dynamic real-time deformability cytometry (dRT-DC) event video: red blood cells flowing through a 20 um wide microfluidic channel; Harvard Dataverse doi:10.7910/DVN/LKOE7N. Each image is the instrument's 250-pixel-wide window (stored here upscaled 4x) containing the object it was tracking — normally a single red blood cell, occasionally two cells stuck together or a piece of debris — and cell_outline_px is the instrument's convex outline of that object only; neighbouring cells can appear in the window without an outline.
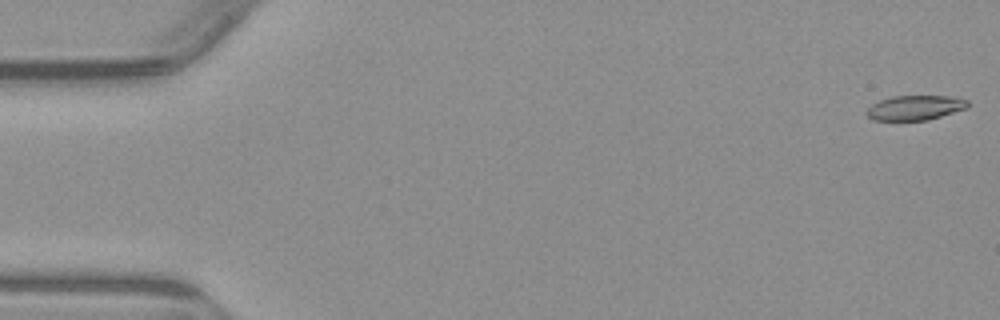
{"species": "common noctule bat (a hibernating species)", "species_latin": "Nyctalus noctula", "temperature_condition": "warm", "stored_images_in_passage": 4, "camera_frame_rate_fps": 3000, "um_per_image_px": 0.085, "animal": {"sex": "male", "body_mass_g": 23.1, "forearm_length_mm": 52.7}, "frame": {"image": 1, "passage_image": 1, "time_ms": 0.0, "image_size_px": [1000, 320], "cell_outline_px": [[968, 108], [928, 120], [872, 120], [864, 112], [872, 104], [880, 100], [892, 96], [956, 96], [968, 100]], "centroid_in_image_um": [77.8, 9.15], "position_along_channel_um": 7.2, "area_um2": 14.68}}
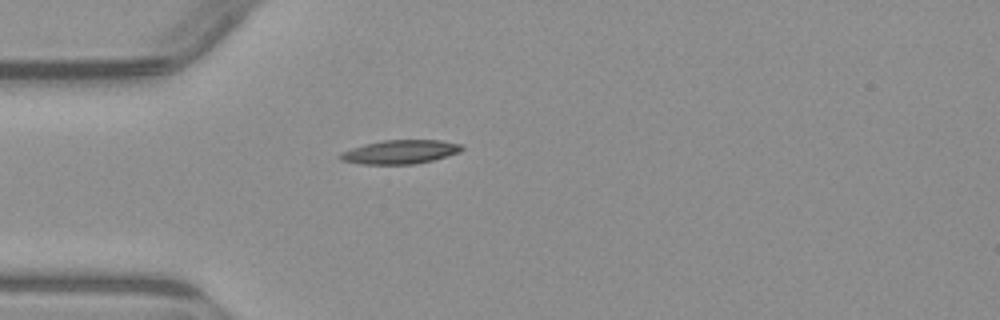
{"frame": {"image": 2, "passage_image": 4, "time_ms": 4.667, "image_size_px": [1000, 320], "cell_outline_px": [[464, 148], [460, 152], [432, 160], [412, 164], [360, 164], [340, 160], [336, 156], [340, 152], [364, 144], [384, 140], [440, 140], [460, 144]], "centroid_in_image_um": [33.96, 12.91], "position_along_channel_um": 51.0, "area_um2": 16.88}}